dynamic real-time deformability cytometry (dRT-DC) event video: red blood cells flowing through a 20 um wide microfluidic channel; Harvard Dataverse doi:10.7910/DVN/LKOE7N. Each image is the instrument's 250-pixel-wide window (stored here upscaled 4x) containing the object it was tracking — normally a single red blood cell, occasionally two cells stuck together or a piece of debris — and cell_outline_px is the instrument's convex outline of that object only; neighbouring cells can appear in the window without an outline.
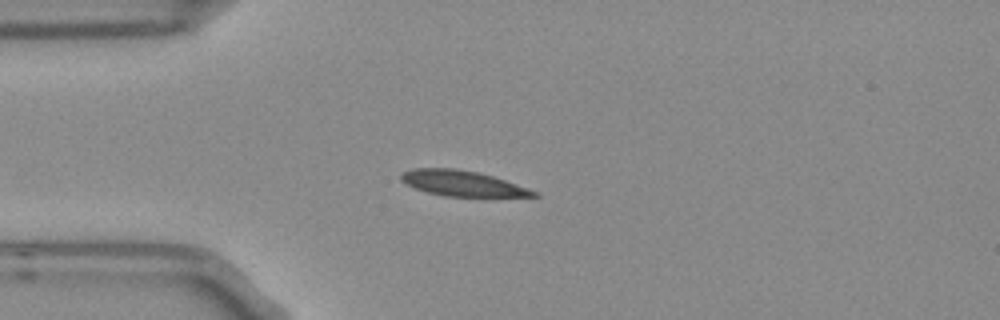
{"species": "Egyptian fruit bat (a non-hibernating species)", "species_latin": "Rousettus aegyptiacus", "temperature_condition": "room temperature", "stored_images_in_passage": 3, "camera_frame_rate_fps": 3000, "um_per_image_px": 0.085, "frame": {"image": 1, "passage_image": 3, "time_ms": 0.667, "image_size_px": [1000, 320], "cell_outline_px": [[540, 196], [444, 196], [428, 192], [416, 188], [400, 180], [400, 176], [404, 172], [412, 168], [456, 168], [476, 172], [492, 176], [540, 192]], "centroid_in_image_um": [39.3, 15.58], "position_along_channel_um": 45.7, "area_um2": 19.36}}